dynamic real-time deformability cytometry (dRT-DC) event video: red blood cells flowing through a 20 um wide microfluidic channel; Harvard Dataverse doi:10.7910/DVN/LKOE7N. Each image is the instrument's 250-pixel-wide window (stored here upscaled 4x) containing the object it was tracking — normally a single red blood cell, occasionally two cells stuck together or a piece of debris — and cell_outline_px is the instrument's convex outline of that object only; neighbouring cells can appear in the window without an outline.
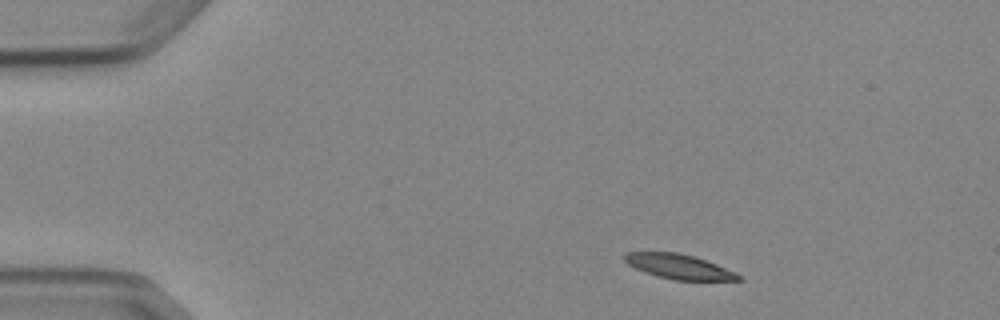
{"species": "Egyptian fruit bat (a non-hibernating species)", "species_latin": "Rousettus aegyptiacus", "temperature_condition": "cold", "stored_images_in_passage": 2, "camera_frame_rate_fps": 3000, "um_per_image_px": 0.085, "animal": {"sex": "female"}, "frame": {"image": 1, "passage_image": 1, "time_ms": 0.0, "image_size_px": [1000, 320], "cell_outline_px": [[744, 280], [676, 280], [656, 276], [644, 272], [628, 264], [624, 260], [624, 252], [680, 252], [716, 264], [736, 272]], "centroid_in_image_um": [57.69, 22.66], "position_along_channel_um": 27.3, "area_um2": 16.3}}